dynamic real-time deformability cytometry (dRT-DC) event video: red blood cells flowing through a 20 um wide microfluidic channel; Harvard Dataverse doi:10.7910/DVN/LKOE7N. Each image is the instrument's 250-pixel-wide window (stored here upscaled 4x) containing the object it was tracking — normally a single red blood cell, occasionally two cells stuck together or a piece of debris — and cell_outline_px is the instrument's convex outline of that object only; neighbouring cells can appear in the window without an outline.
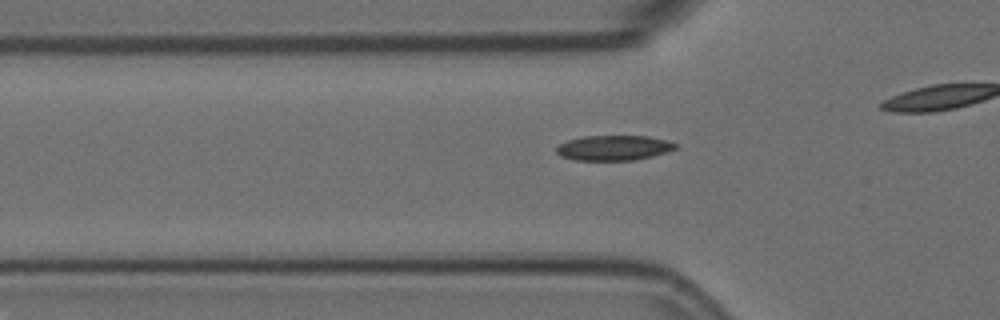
{"species": "Egyptian fruit bat (a non-hibernating species)", "species_latin": "Rousettus aegyptiacus", "temperature_condition": "room temperature", "stored_images_in_passage": 35, "camera_frame_rate_fps": 3000, "um_per_image_px": 0.085, "animal": {"sex": "female"}, "frame": {"image": 1, "passage_image": 8, "time_ms": 2.333, "image_size_px": [1000, 320], "cell_outline_px": [[680, 144], [676, 148], [668, 152], [652, 156], [632, 160], [576, 160], [560, 156], [556, 152], [556, 148], [560, 144], [568, 140], [584, 136], [648, 136], [668, 140]], "centroid_in_image_um": [52.21, 12.56], "position_along_channel_um": 73.6, "area_um2": 17.46}}
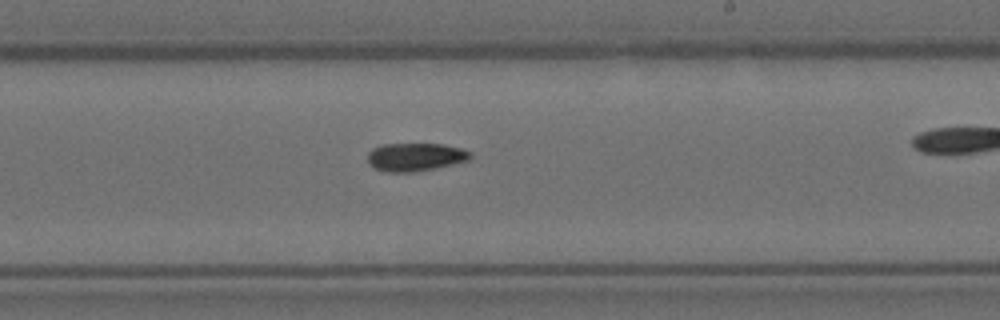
{"frame": {"image": 2, "passage_image": 23, "time_ms": 7.333, "image_size_px": [1000, 320], "cell_outline_px": [[472, 156], [468, 160], [436, 168], [412, 172], [388, 172], [372, 168], [368, 164], [368, 152], [372, 148], [384, 144], [440, 144], [460, 148], [472, 152]], "centroid_in_image_um": [35.27, 13.35], "position_along_channel_um": 253.7, "area_um2": 16.88}}
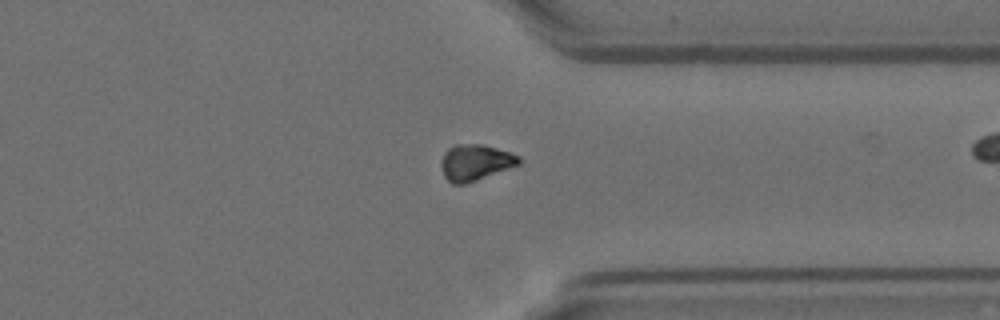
{"frame": {"image": 3, "passage_image": 33, "time_ms": 10.667, "image_size_px": [1000, 320], "cell_outline_px": [[520, 164], [476, 180], [464, 184], [452, 184], [444, 176], [440, 164], [444, 152], [448, 148], [456, 144], [480, 144], [496, 148], [520, 156]], "centroid_in_image_um": [40.37, 13.8], "position_along_channel_um": 371.0, "area_um2": 16.18}}